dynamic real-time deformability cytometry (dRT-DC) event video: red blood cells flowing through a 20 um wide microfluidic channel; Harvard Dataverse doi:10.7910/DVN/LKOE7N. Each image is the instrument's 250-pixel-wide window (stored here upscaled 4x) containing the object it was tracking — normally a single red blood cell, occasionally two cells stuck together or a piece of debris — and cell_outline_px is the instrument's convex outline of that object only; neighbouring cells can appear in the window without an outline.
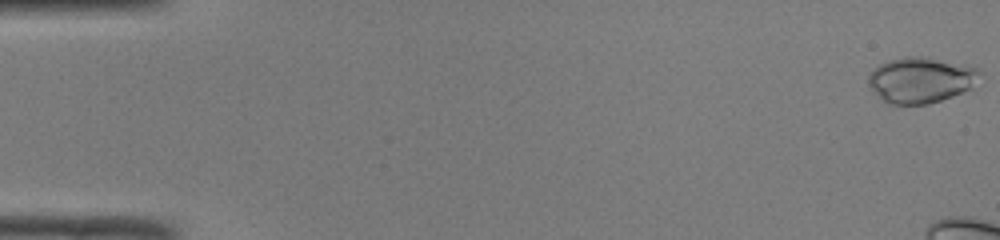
{"species": "common noctule bat (a hibernating species)", "species_latin": "Nyctalus noctula", "temperature_condition": "room temperature", "stored_images_in_passage": 12, "camera_frame_rate_fps": 3000, "um_per_image_px": 0.085, "animal": {"sex": "male", "body_mass_g": 19.0, "forearm_length_mm": 50.8}, "frame": {"image": 1, "passage_image": 1, "time_ms": 0.0, "image_size_px": [1000, 240], "cell_outline_px": [[980, 72], [972, 88], [952, 96], [928, 104], [888, 104], [880, 100], [872, 92], [868, 84], [868, 76], [880, 64], [888, 60], [904, 56], [924, 56], [964, 64], [976, 68]], "centroid_in_image_um": [78.22, 6.8], "position_along_channel_um": 6.8, "area_um2": 29.77}}